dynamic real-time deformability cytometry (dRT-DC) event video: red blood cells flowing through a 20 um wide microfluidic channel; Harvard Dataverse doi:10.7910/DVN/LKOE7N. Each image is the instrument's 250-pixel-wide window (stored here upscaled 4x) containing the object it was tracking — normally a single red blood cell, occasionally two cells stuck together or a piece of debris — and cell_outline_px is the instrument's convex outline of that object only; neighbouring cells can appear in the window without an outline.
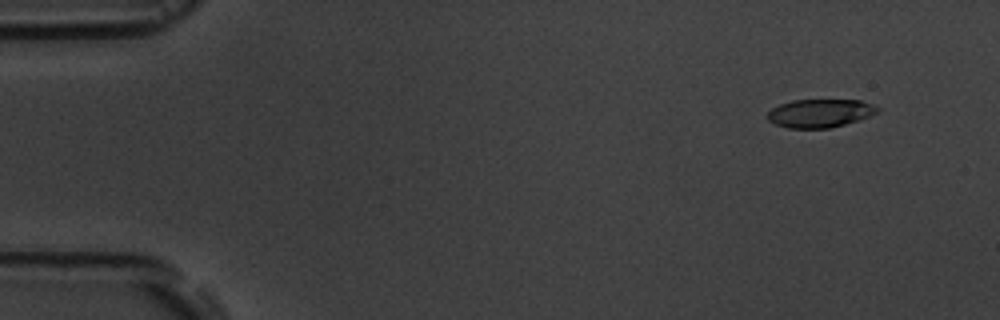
{"species": "common noctule bat (a hibernating species)", "species_latin": "Nyctalus noctula", "temperature_condition": "room temperature", "stored_images_in_passage": 7, "camera_frame_rate_fps": 3000, "um_per_image_px": 0.085, "animal": {"sex": "male", "body_mass_g": 19.5, "forearm_length_mm": 54.6}, "frame": {"image": 1, "passage_image": 2, "time_ms": 1.0, "image_size_px": [1000, 320], "cell_outline_px": [[880, 112], [844, 124], [828, 128], [788, 128], [776, 124], [768, 120], [768, 112], [772, 108], [780, 104], [792, 100], [860, 100], [872, 104], [880, 108]], "centroid_in_image_um": [69.7, 9.61], "position_along_channel_um": 15.3, "area_um2": 17.98}}
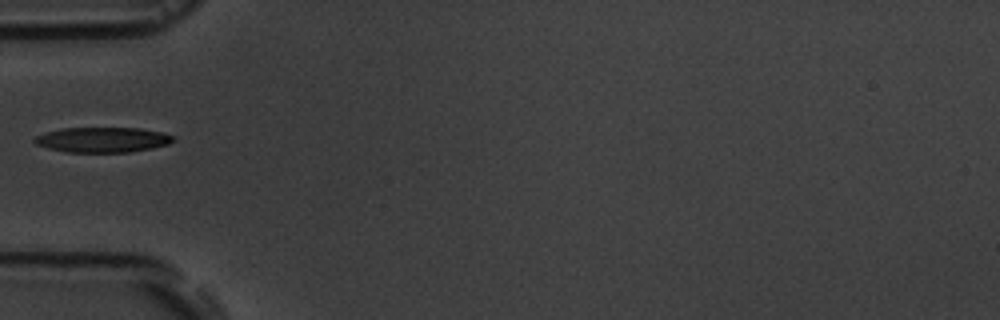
{"frame": {"image": 2, "passage_image": 6, "time_ms": 5.667, "image_size_px": [1000, 320], "cell_outline_px": [[176, 140], [168, 144], [152, 148], [128, 152], [68, 152], [48, 148], [36, 144], [32, 140], [36, 136], [44, 132], [60, 128], [140, 128], [160, 132], [176, 136]], "centroid_in_image_um": [8.72, 11.87], "position_along_channel_um": 76.3, "area_um2": 20.4}}
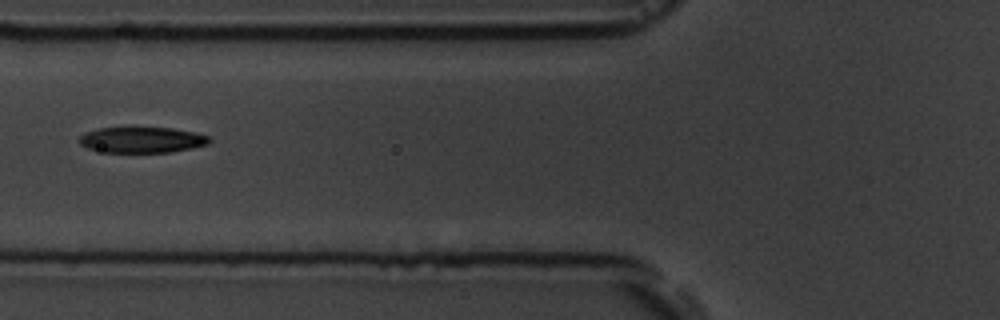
{"frame": {"image": 3, "passage_image": 7, "time_ms": 6.667, "image_size_px": [1000, 320], "cell_outline_px": [[212, 140], [208, 144], [192, 148], [168, 152], [104, 152], [88, 148], [80, 144], [80, 136], [84, 132], [100, 128], [128, 124], [172, 128], [196, 132], [208, 136]], "centroid_in_image_um": [12.05, 11.83], "position_along_channel_um": 113.8, "area_um2": 20.46}}